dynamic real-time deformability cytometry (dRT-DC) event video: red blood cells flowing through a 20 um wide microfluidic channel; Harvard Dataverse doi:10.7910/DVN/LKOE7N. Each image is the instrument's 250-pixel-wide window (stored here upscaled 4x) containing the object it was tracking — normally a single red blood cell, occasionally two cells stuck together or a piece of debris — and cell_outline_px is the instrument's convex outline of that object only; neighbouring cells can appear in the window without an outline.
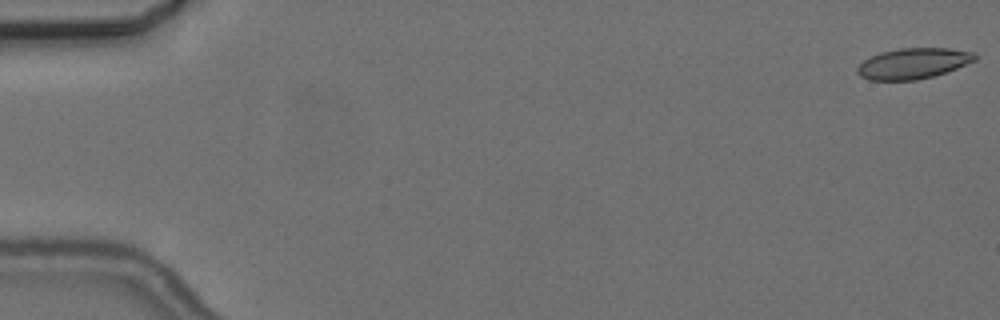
{"species": "common noctule bat (a hibernating species)", "species_latin": "Nyctalus noctula", "temperature_condition": "cold", "stored_images_in_passage": 57, "camera_frame_rate_fps": 3000, "um_per_image_px": 0.085, "animal": {"sex": "female", "body_mass_g": 24.6, "forearm_length_mm": 56.2}, "frame": {"image": 1, "passage_image": 1, "time_ms": 0.0, "image_size_px": [1000, 320], "cell_outline_px": [[976, 60], [956, 68], [932, 76], [916, 80], [868, 80], [860, 76], [856, 72], [856, 68], [864, 60], [880, 52], [900, 48], [948, 48], [976, 52]], "centroid_in_image_um": [77.6, 5.39], "position_along_channel_um": 7.4, "area_um2": 20.98}}
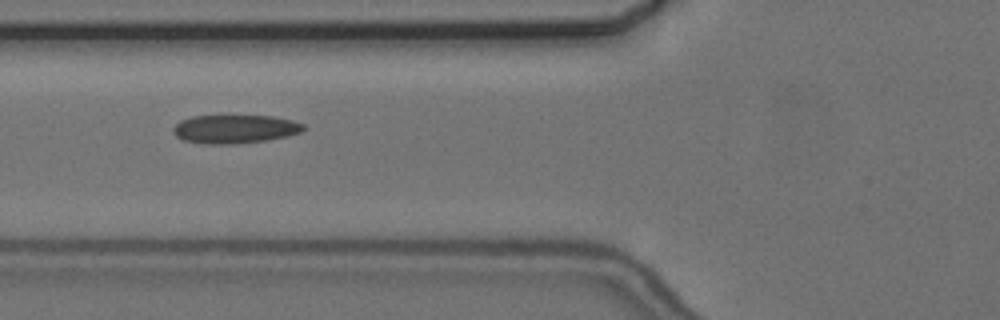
{"frame": {"image": 2, "passage_image": 22, "time_ms": 7.0, "image_size_px": [1000, 320], "cell_outline_px": [[304, 128], [300, 132], [288, 136], [264, 140], [232, 144], [204, 144], [184, 140], [176, 136], [172, 132], [172, 128], [180, 120], [192, 116], [272, 116], [292, 120], [304, 124]], "centroid_in_image_um": [19.93, 10.96], "position_along_channel_um": 105.9, "area_um2": 21.56}}
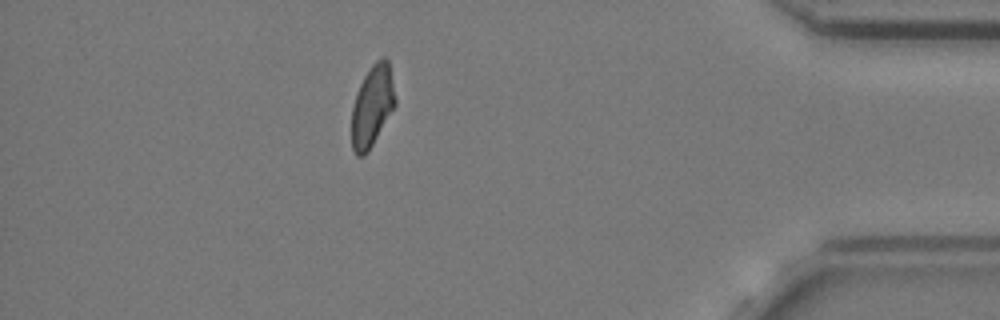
{"frame": {"image": 3, "passage_image": 50, "time_ms": 16.333, "image_size_px": [1000, 320], "cell_outline_px": [[396, 104], [368, 152], [364, 156], [356, 156], [352, 148], [352, 108], [360, 84], [364, 76], [372, 64], [376, 60], [384, 56], [388, 60], [396, 100]], "centroid_in_image_um": [31.64, 9.02], "position_along_channel_um": 403.6, "area_um2": 20.4}, "authors_computed_cell_mechanics": {"area_um2": 21.3282, "velocity_mm_per_s": 3.6579, "shape_relaxation_time_tau1_ms": null, "shape_relaxation_time_tau2_ms": 3.4685, "deformation_change_tau1": null, "deformation_change_tau2": 0.1122}}